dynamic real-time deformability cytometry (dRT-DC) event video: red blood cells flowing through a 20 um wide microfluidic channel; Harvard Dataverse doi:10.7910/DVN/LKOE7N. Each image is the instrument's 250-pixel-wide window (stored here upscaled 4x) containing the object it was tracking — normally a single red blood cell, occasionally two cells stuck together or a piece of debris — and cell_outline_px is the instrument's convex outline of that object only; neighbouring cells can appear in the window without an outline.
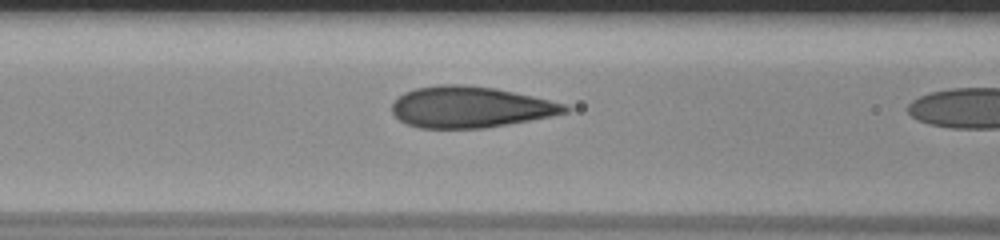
{"species": "human", "species_latin": "Homo sapiens", "temperature_condition": "room temperature", "stored_images_in_passage": 20, "camera_frame_rate_fps": 3000, "um_per_image_px": 0.085, "donor": {"sex": "male"}, "frame": {"image": 1, "passage_image": 19, "time_ms": 6.0, "image_size_px": [1000, 240], "cell_outline_px": [[572, 108], [568, 112], [552, 116], [508, 124], [484, 128], [420, 128], [408, 124], [400, 120], [392, 112], [392, 104], [404, 92], [416, 88], [436, 84], [464, 84], [496, 88], [568, 104]], "centroid_in_image_um": [40.0, 9.09], "position_along_channel_um": 126.6, "area_um2": 41.62}}